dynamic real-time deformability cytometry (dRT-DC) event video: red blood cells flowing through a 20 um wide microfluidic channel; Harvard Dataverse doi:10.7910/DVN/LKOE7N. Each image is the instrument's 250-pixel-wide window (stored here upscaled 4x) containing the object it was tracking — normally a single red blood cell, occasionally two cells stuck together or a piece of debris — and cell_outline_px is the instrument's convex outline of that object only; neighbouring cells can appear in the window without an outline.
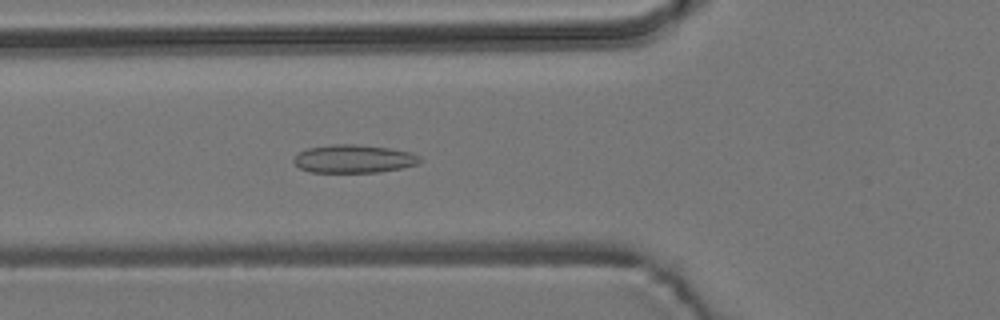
{"species": "common noctule bat (a hibernating species)", "species_latin": "Nyctalus noctula", "temperature_condition": "room temperature", "stored_images_in_passage": 55, "camera_frame_rate_fps": 3000, "um_per_image_px": 0.085, "animal": {"sex": "male", "body_mass_g": 19.2, "forearm_length_mm": 51.8}, "frame": {"image": 1, "passage_image": 20, "time_ms": 6.333, "image_size_px": [1000, 320], "cell_outline_px": [[420, 164], [380, 172], [312, 172], [300, 168], [292, 160], [300, 152], [308, 148], [332, 144], [356, 144], [388, 148], [412, 152], [420, 156]], "centroid_in_image_um": [30.1, 13.5], "position_along_channel_um": 95.7, "area_um2": 20.63}}
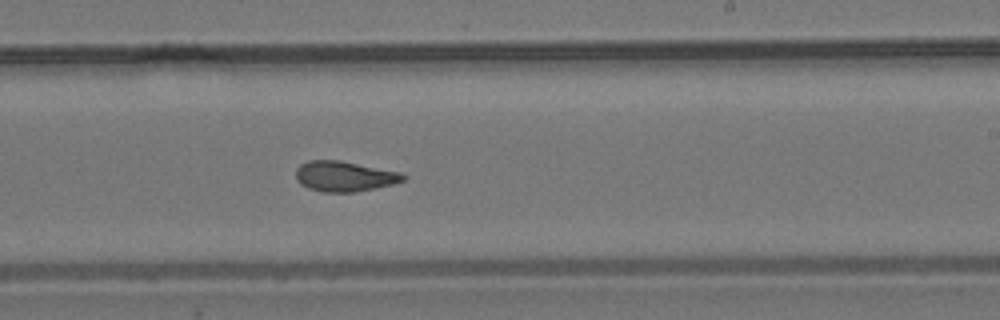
{"frame": {"image": 2, "passage_image": 33, "time_ms": 10.667, "image_size_px": [1000, 320], "cell_outline_px": [[408, 176], [404, 180], [392, 184], [376, 188], [352, 192], [320, 192], [308, 188], [300, 184], [296, 180], [296, 168], [300, 164], [308, 160], [340, 160], [400, 172]], "centroid_in_image_um": [29.25, 14.98], "position_along_channel_um": 259.8, "area_um2": 19.07}}
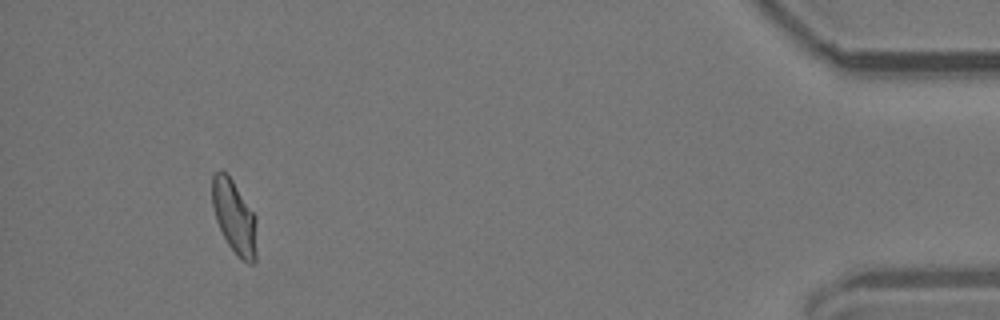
{"frame": {"image": 3, "passage_image": 51, "time_ms": 16.667, "image_size_px": [1000, 320], "cell_outline_px": [[256, 260], [252, 264], [248, 264], [236, 256], [228, 244], [216, 220], [212, 204], [212, 172], [220, 168], [228, 172], [256, 216]], "centroid_in_image_um": [19.91, 18.39], "position_along_channel_um": 415.3, "area_um2": 19.54}, "authors_computed_cell_mechanics": {"area_um2": 19.5942, "velocity_mm_per_s": 3.7774, "shape_relaxation_time_tau1_ms": null, "shape_relaxation_time_tau2_ms": 1.6728, "deformation_change_tau1": null, "deformation_change_tau2": 0.0704}}